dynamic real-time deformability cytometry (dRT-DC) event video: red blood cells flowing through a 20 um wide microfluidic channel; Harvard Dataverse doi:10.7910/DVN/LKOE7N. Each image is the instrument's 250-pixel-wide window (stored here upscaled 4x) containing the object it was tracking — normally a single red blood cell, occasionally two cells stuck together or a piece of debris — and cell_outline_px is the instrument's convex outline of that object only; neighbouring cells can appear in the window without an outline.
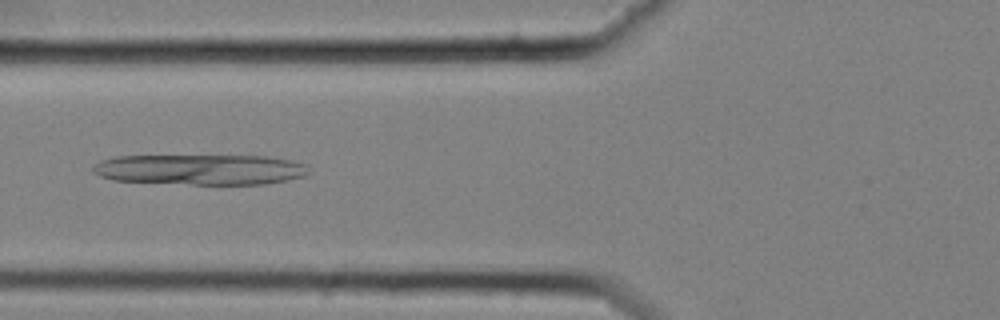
{"species": "common noctule bat (a hibernating species)", "species_latin": "Nyctalus noctula", "temperature_condition": "cold", "stored_images_in_passage": 57, "camera_frame_rate_fps": 3000, "um_per_image_px": 0.085, "animal": {"sex": "female", "body_mass_g": 25.1}, "frame": {"image": 1, "passage_image": 23, "time_ms": 7.333, "image_size_px": [1000, 320], "cell_outline_px": [[308, 172], [304, 176], [288, 180], [264, 184], [192, 184], [112, 180], [100, 176], [92, 172], [92, 164], [100, 160], [116, 156], [264, 156], [292, 160], [304, 164]], "centroid_in_image_um": [16.98, 14.41], "position_along_channel_um": 108.8, "area_um2": 38.26}}
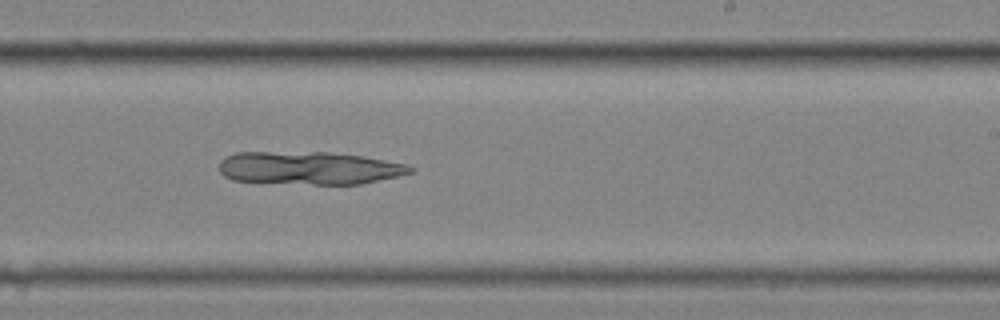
{"frame": {"image": 2, "passage_image": 36, "time_ms": 11.667, "image_size_px": [1000, 320], "cell_outline_px": [[416, 168], [412, 172], [396, 176], [360, 184], [312, 184], [232, 180], [224, 176], [220, 172], [220, 160], [224, 156], [236, 152], [328, 152], [364, 156], [408, 164]], "centroid_in_image_um": [26.28, 14.27], "position_along_channel_um": 262.7, "area_um2": 36.7}}
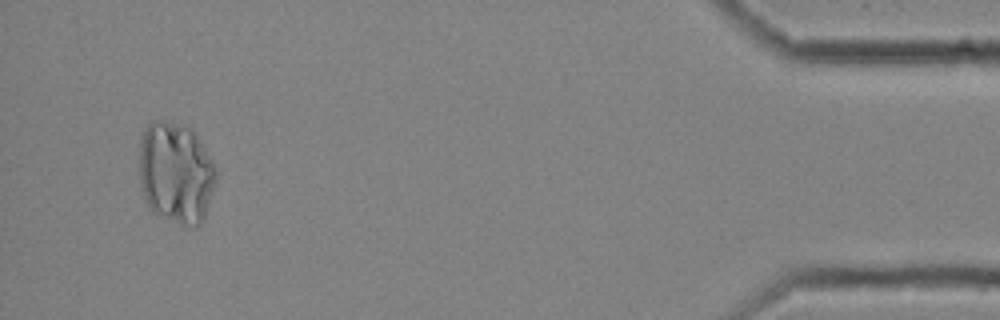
{"frame": {"image": 3, "passage_image": 55, "time_ms": 18.0, "image_size_px": [1000, 320], "cell_outline_px": [[216, 180], [204, 216], [200, 224], [180, 224], [152, 212], [144, 200], [140, 188], [140, 140], [144, 128], [152, 120], [164, 120], [188, 124], [192, 128], [212, 160], [216, 168]], "centroid_in_image_um": [14.92, 14.62], "position_along_channel_um": 420.3, "area_um2": 45.72}}